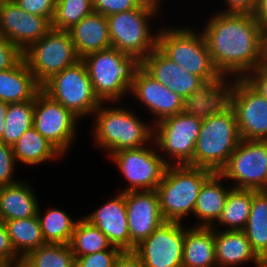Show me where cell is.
Here are the masks:
<instances>
[{
	"label": "cell",
	"mask_w": 267,
	"mask_h": 267,
	"mask_svg": "<svg viewBox=\"0 0 267 267\" xmlns=\"http://www.w3.org/2000/svg\"><path fill=\"white\" fill-rule=\"evenodd\" d=\"M19 259L20 257L12 245L8 230L4 222L0 221V261L8 267Z\"/></svg>",
	"instance_id": "obj_42"
},
{
	"label": "cell",
	"mask_w": 267,
	"mask_h": 267,
	"mask_svg": "<svg viewBox=\"0 0 267 267\" xmlns=\"http://www.w3.org/2000/svg\"><path fill=\"white\" fill-rule=\"evenodd\" d=\"M233 110L241 139L267 140V100L244 78L237 79Z\"/></svg>",
	"instance_id": "obj_16"
},
{
	"label": "cell",
	"mask_w": 267,
	"mask_h": 267,
	"mask_svg": "<svg viewBox=\"0 0 267 267\" xmlns=\"http://www.w3.org/2000/svg\"><path fill=\"white\" fill-rule=\"evenodd\" d=\"M182 266L217 267L213 227L185 228Z\"/></svg>",
	"instance_id": "obj_27"
},
{
	"label": "cell",
	"mask_w": 267,
	"mask_h": 267,
	"mask_svg": "<svg viewBox=\"0 0 267 267\" xmlns=\"http://www.w3.org/2000/svg\"><path fill=\"white\" fill-rule=\"evenodd\" d=\"M219 173L233 188L267 190V140L241 139Z\"/></svg>",
	"instance_id": "obj_11"
},
{
	"label": "cell",
	"mask_w": 267,
	"mask_h": 267,
	"mask_svg": "<svg viewBox=\"0 0 267 267\" xmlns=\"http://www.w3.org/2000/svg\"><path fill=\"white\" fill-rule=\"evenodd\" d=\"M41 90L79 119L92 116L102 103L94 93L86 65L81 59L50 77L41 85Z\"/></svg>",
	"instance_id": "obj_8"
},
{
	"label": "cell",
	"mask_w": 267,
	"mask_h": 267,
	"mask_svg": "<svg viewBox=\"0 0 267 267\" xmlns=\"http://www.w3.org/2000/svg\"><path fill=\"white\" fill-rule=\"evenodd\" d=\"M33 267H75L76 258L69 244L46 243L24 257Z\"/></svg>",
	"instance_id": "obj_35"
},
{
	"label": "cell",
	"mask_w": 267,
	"mask_h": 267,
	"mask_svg": "<svg viewBox=\"0 0 267 267\" xmlns=\"http://www.w3.org/2000/svg\"><path fill=\"white\" fill-rule=\"evenodd\" d=\"M213 173L209 169L187 164L168 165L156 188L164 220L181 223V219L194 213L200 189Z\"/></svg>",
	"instance_id": "obj_4"
},
{
	"label": "cell",
	"mask_w": 267,
	"mask_h": 267,
	"mask_svg": "<svg viewBox=\"0 0 267 267\" xmlns=\"http://www.w3.org/2000/svg\"><path fill=\"white\" fill-rule=\"evenodd\" d=\"M145 0H92L93 10L104 16L138 8Z\"/></svg>",
	"instance_id": "obj_39"
},
{
	"label": "cell",
	"mask_w": 267,
	"mask_h": 267,
	"mask_svg": "<svg viewBox=\"0 0 267 267\" xmlns=\"http://www.w3.org/2000/svg\"><path fill=\"white\" fill-rule=\"evenodd\" d=\"M69 245L75 257L108 249H119L110 243L100 229L84 217L77 219Z\"/></svg>",
	"instance_id": "obj_31"
},
{
	"label": "cell",
	"mask_w": 267,
	"mask_h": 267,
	"mask_svg": "<svg viewBox=\"0 0 267 267\" xmlns=\"http://www.w3.org/2000/svg\"><path fill=\"white\" fill-rule=\"evenodd\" d=\"M23 11L48 18L51 22L55 15L57 0H12Z\"/></svg>",
	"instance_id": "obj_40"
},
{
	"label": "cell",
	"mask_w": 267,
	"mask_h": 267,
	"mask_svg": "<svg viewBox=\"0 0 267 267\" xmlns=\"http://www.w3.org/2000/svg\"><path fill=\"white\" fill-rule=\"evenodd\" d=\"M8 267H33L25 258H20Z\"/></svg>",
	"instance_id": "obj_48"
},
{
	"label": "cell",
	"mask_w": 267,
	"mask_h": 267,
	"mask_svg": "<svg viewBox=\"0 0 267 267\" xmlns=\"http://www.w3.org/2000/svg\"><path fill=\"white\" fill-rule=\"evenodd\" d=\"M130 251L165 222L156 190L125 192Z\"/></svg>",
	"instance_id": "obj_18"
},
{
	"label": "cell",
	"mask_w": 267,
	"mask_h": 267,
	"mask_svg": "<svg viewBox=\"0 0 267 267\" xmlns=\"http://www.w3.org/2000/svg\"><path fill=\"white\" fill-rule=\"evenodd\" d=\"M148 1L151 2V3H153V4H155V5H158L159 6L161 4V1L162 0H148Z\"/></svg>",
	"instance_id": "obj_50"
},
{
	"label": "cell",
	"mask_w": 267,
	"mask_h": 267,
	"mask_svg": "<svg viewBox=\"0 0 267 267\" xmlns=\"http://www.w3.org/2000/svg\"><path fill=\"white\" fill-rule=\"evenodd\" d=\"M144 146L138 149H125L109 155L118 170L128 182L122 193L129 191L156 190L168 164L156 146ZM161 154V155H160Z\"/></svg>",
	"instance_id": "obj_12"
},
{
	"label": "cell",
	"mask_w": 267,
	"mask_h": 267,
	"mask_svg": "<svg viewBox=\"0 0 267 267\" xmlns=\"http://www.w3.org/2000/svg\"><path fill=\"white\" fill-rule=\"evenodd\" d=\"M23 58L40 85L81 59L69 32L54 28L24 51Z\"/></svg>",
	"instance_id": "obj_9"
},
{
	"label": "cell",
	"mask_w": 267,
	"mask_h": 267,
	"mask_svg": "<svg viewBox=\"0 0 267 267\" xmlns=\"http://www.w3.org/2000/svg\"><path fill=\"white\" fill-rule=\"evenodd\" d=\"M41 90L23 58L15 67L0 70V100L6 103L34 100Z\"/></svg>",
	"instance_id": "obj_26"
},
{
	"label": "cell",
	"mask_w": 267,
	"mask_h": 267,
	"mask_svg": "<svg viewBox=\"0 0 267 267\" xmlns=\"http://www.w3.org/2000/svg\"><path fill=\"white\" fill-rule=\"evenodd\" d=\"M258 0H225L227 5L223 12H249L256 9Z\"/></svg>",
	"instance_id": "obj_44"
},
{
	"label": "cell",
	"mask_w": 267,
	"mask_h": 267,
	"mask_svg": "<svg viewBox=\"0 0 267 267\" xmlns=\"http://www.w3.org/2000/svg\"><path fill=\"white\" fill-rule=\"evenodd\" d=\"M240 141L234 110L203 119L193 159L187 165L219 173Z\"/></svg>",
	"instance_id": "obj_7"
},
{
	"label": "cell",
	"mask_w": 267,
	"mask_h": 267,
	"mask_svg": "<svg viewBox=\"0 0 267 267\" xmlns=\"http://www.w3.org/2000/svg\"><path fill=\"white\" fill-rule=\"evenodd\" d=\"M0 267H6V266L0 261Z\"/></svg>",
	"instance_id": "obj_52"
},
{
	"label": "cell",
	"mask_w": 267,
	"mask_h": 267,
	"mask_svg": "<svg viewBox=\"0 0 267 267\" xmlns=\"http://www.w3.org/2000/svg\"><path fill=\"white\" fill-rule=\"evenodd\" d=\"M14 158L18 163L40 165L59 159L63 154L44 138L33 126L12 145Z\"/></svg>",
	"instance_id": "obj_28"
},
{
	"label": "cell",
	"mask_w": 267,
	"mask_h": 267,
	"mask_svg": "<svg viewBox=\"0 0 267 267\" xmlns=\"http://www.w3.org/2000/svg\"><path fill=\"white\" fill-rule=\"evenodd\" d=\"M203 27V37L221 75L245 78L267 62L264 29L249 12L212 15Z\"/></svg>",
	"instance_id": "obj_1"
},
{
	"label": "cell",
	"mask_w": 267,
	"mask_h": 267,
	"mask_svg": "<svg viewBox=\"0 0 267 267\" xmlns=\"http://www.w3.org/2000/svg\"><path fill=\"white\" fill-rule=\"evenodd\" d=\"M142 68L183 99L205 82L166 57L157 47L142 61Z\"/></svg>",
	"instance_id": "obj_20"
},
{
	"label": "cell",
	"mask_w": 267,
	"mask_h": 267,
	"mask_svg": "<svg viewBox=\"0 0 267 267\" xmlns=\"http://www.w3.org/2000/svg\"><path fill=\"white\" fill-rule=\"evenodd\" d=\"M12 146L0 141V186H8L19 182L14 179L13 173L16 166Z\"/></svg>",
	"instance_id": "obj_38"
},
{
	"label": "cell",
	"mask_w": 267,
	"mask_h": 267,
	"mask_svg": "<svg viewBox=\"0 0 267 267\" xmlns=\"http://www.w3.org/2000/svg\"><path fill=\"white\" fill-rule=\"evenodd\" d=\"M8 0H0V8L7 2Z\"/></svg>",
	"instance_id": "obj_51"
},
{
	"label": "cell",
	"mask_w": 267,
	"mask_h": 267,
	"mask_svg": "<svg viewBox=\"0 0 267 267\" xmlns=\"http://www.w3.org/2000/svg\"><path fill=\"white\" fill-rule=\"evenodd\" d=\"M130 93L154 115V123L182 111L183 98L155 80L142 67L136 73Z\"/></svg>",
	"instance_id": "obj_19"
},
{
	"label": "cell",
	"mask_w": 267,
	"mask_h": 267,
	"mask_svg": "<svg viewBox=\"0 0 267 267\" xmlns=\"http://www.w3.org/2000/svg\"><path fill=\"white\" fill-rule=\"evenodd\" d=\"M213 228L217 267H237L252 261L256 267H267L253 251L242 230L216 231V227Z\"/></svg>",
	"instance_id": "obj_22"
},
{
	"label": "cell",
	"mask_w": 267,
	"mask_h": 267,
	"mask_svg": "<svg viewBox=\"0 0 267 267\" xmlns=\"http://www.w3.org/2000/svg\"><path fill=\"white\" fill-rule=\"evenodd\" d=\"M12 245L20 258L45 245L38 216L7 220L4 222Z\"/></svg>",
	"instance_id": "obj_30"
},
{
	"label": "cell",
	"mask_w": 267,
	"mask_h": 267,
	"mask_svg": "<svg viewBox=\"0 0 267 267\" xmlns=\"http://www.w3.org/2000/svg\"><path fill=\"white\" fill-rule=\"evenodd\" d=\"M84 218L100 229L114 247L122 251H130L125 193H118L115 198L106 201Z\"/></svg>",
	"instance_id": "obj_21"
},
{
	"label": "cell",
	"mask_w": 267,
	"mask_h": 267,
	"mask_svg": "<svg viewBox=\"0 0 267 267\" xmlns=\"http://www.w3.org/2000/svg\"><path fill=\"white\" fill-rule=\"evenodd\" d=\"M253 15L256 21L265 30L267 28V0H258Z\"/></svg>",
	"instance_id": "obj_46"
},
{
	"label": "cell",
	"mask_w": 267,
	"mask_h": 267,
	"mask_svg": "<svg viewBox=\"0 0 267 267\" xmlns=\"http://www.w3.org/2000/svg\"><path fill=\"white\" fill-rule=\"evenodd\" d=\"M85 63L95 95L101 102H114L127 96L142 61L128 56L116 48H109L85 55Z\"/></svg>",
	"instance_id": "obj_3"
},
{
	"label": "cell",
	"mask_w": 267,
	"mask_h": 267,
	"mask_svg": "<svg viewBox=\"0 0 267 267\" xmlns=\"http://www.w3.org/2000/svg\"><path fill=\"white\" fill-rule=\"evenodd\" d=\"M34 100L9 103L5 119V130L0 141L13 145L33 126Z\"/></svg>",
	"instance_id": "obj_34"
},
{
	"label": "cell",
	"mask_w": 267,
	"mask_h": 267,
	"mask_svg": "<svg viewBox=\"0 0 267 267\" xmlns=\"http://www.w3.org/2000/svg\"><path fill=\"white\" fill-rule=\"evenodd\" d=\"M52 29V22L27 13L12 0L0 8V36L15 44L22 52Z\"/></svg>",
	"instance_id": "obj_17"
},
{
	"label": "cell",
	"mask_w": 267,
	"mask_h": 267,
	"mask_svg": "<svg viewBox=\"0 0 267 267\" xmlns=\"http://www.w3.org/2000/svg\"><path fill=\"white\" fill-rule=\"evenodd\" d=\"M23 59V52L6 38L0 36V70L15 67Z\"/></svg>",
	"instance_id": "obj_41"
},
{
	"label": "cell",
	"mask_w": 267,
	"mask_h": 267,
	"mask_svg": "<svg viewBox=\"0 0 267 267\" xmlns=\"http://www.w3.org/2000/svg\"><path fill=\"white\" fill-rule=\"evenodd\" d=\"M94 115L93 139L108 156L125 149H138L153 143L154 124L143 122L130 109L103 106ZM98 144V145H97Z\"/></svg>",
	"instance_id": "obj_2"
},
{
	"label": "cell",
	"mask_w": 267,
	"mask_h": 267,
	"mask_svg": "<svg viewBox=\"0 0 267 267\" xmlns=\"http://www.w3.org/2000/svg\"><path fill=\"white\" fill-rule=\"evenodd\" d=\"M28 181L0 187V221L37 216L39 202Z\"/></svg>",
	"instance_id": "obj_25"
},
{
	"label": "cell",
	"mask_w": 267,
	"mask_h": 267,
	"mask_svg": "<svg viewBox=\"0 0 267 267\" xmlns=\"http://www.w3.org/2000/svg\"><path fill=\"white\" fill-rule=\"evenodd\" d=\"M153 124V145L158 146L159 153L164 151L165 157L168 154L165 162L168 165L188 164L193 159L202 119L180 112Z\"/></svg>",
	"instance_id": "obj_10"
},
{
	"label": "cell",
	"mask_w": 267,
	"mask_h": 267,
	"mask_svg": "<svg viewBox=\"0 0 267 267\" xmlns=\"http://www.w3.org/2000/svg\"><path fill=\"white\" fill-rule=\"evenodd\" d=\"M252 190L232 188L226 198L222 214L217 225L225 230H243L251 210Z\"/></svg>",
	"instance_id": "obj_33"
},
{
	"label": "cell",
	"mask_w": 267,
	"mask_h": 267,
	"mask_svg": "<svg viewBox=\"0 0 267 267\" xmlns=\"http://www.w3.org/2000/svg\"><path fill=\"white\" fill-rule=\"evenodd\" d=\"M184 234L182 223L165 221L135 246L133 252L144 267H183Z\"/></svg>",
	"instance_id": "obj_14"
},
{
	"label": "cell",
	"mask_w": 267,
	"mask_h": 267,
	"mask_svg": "<svg viewBox=\"0 0 267 267\" xmlns=\"http://www.w3.org/2000/svg\"><path fill=\"white\" fill-rule=\"evenodd\" d=\"M157 48L171 61L204 82L221 76L214 65L203 34L188 27L160 28Z\"/></svg>",
	"instance_id": "obj_6"
},
{
	"label": "cell",
	"mask_w": 267,
	"mask_h": 267,
	"mask_svg": "<svg viewBox=\"0 0 267 267\" xmlns=\"http://www.w3.org/2000/svg\"><path fill=\"white\" fill-rule=\"evenodd\" d=\"M59 208L48 209L44 215L38 207V219L45 243L70 244L77 219L74 221Z\"/></svg>",
	"instance_id": "obj_32"
},
{
	"label": "cell",
	"mask_w": 267,
	"mask_h": 267,
	"mask_svg": "<svg viewBox=\"0 0 267 267\" xmlns=\"http://www.w3.org/2000/svg\"><path fill=\"white\" fill-rule=\"evenodd\" d=\"M264 39H265V55L267 59V28L264 30Z\"/></svg>",
	"instance_id": "obj_49"
},
{
	"label": "cell",
	"mask_w": 267,
	"mask_h": 267,
	"mask_svg": "<svg viewBox=\"0 0 267 267\" xmlns=\"http://www.w3.org/2000/svg\"><path fill=\"white\" fill-rule=\"evenodd\" d=\"M9 103L0 100V140L4 134L5 130V119Z\"/></svg>",
	"instance_id": "obj_47"
},
{
	"label": "cell",
	"mask_w": 267,
	"mask_h": 267,
	"mask_svg": "<svg viewBox=\"0 0 267 267\" xmlns=\"http://www.w3.org/2000/svg\"><path fill=\"white\" fill-rule=\"evenodd\" d=\"M220 173H213L202 185L194 215L199 218L194 227H215L232 186L224 187Z\"/></svg>",
	"instance_id": "obj_24"
},
{
	"label": "cell",
	"mask_w": 267,
	"mask_h": 267,
	"mask_svg": "<svg viewBox=\"0 0 267 267\" xmlns=\"http://www.w3.org/2000/svg\"><path fill=\"white\" fill-rule=\"evenodd\" d=\"M80 58L112 47L107 17L93 12L68 30Z\"/></svg>",
	"instance_id": "obj_23"
},
{
	"label": "cell",
	"mask_w": 267,
	"mask_h": 267,
	"mask_svg": "<svg viewBox=\"0 0 267 267\" xmlns=\"http://www.w3.org/2000/svg\"><path fill=\"white\" fill-rule=\"evenodd\" d=\"M78 120L70 110L42 90L35 96L33 127L63 155L74 142Z\"/></svg>",
	"instance_id": "obj_13"
},
{
	"label": "cell",
	"mask_w": 267,
	"mask_h": 267,
	"mask_svg": "<svg viewBox=\"0 0 267 267\" xmlns=\"http://www.w3.org/2000/svg\"><path fill=\"white\" fill-rule=\"evenodd\" d=\"M122 252L120 249H108L75 257V267H113L116 259Z\"/></svg>",
	"instance_id": "obj_37"
},
{
	"label": "cell",
	"mask_w": 267,
	"mask_h": 267,
	"mask_svg": "<svg viewBox=\"0 0 267 267\" xmlns=\"http://www.w3.org/2000/svg\"><path fill=\"white\" fill-rule=\"evenodd\" d=\"M113 267H144L140 258L133 251H123Z\"/></svg>",
	"instance_id": "obj_45"
},
{
	"label": "cell",
	"mask_w": 267,
	"mask_h": 267,
	"mask_svg": "<svg viewBox=\"0 0 267 267\" xmlns=\"http://www.w3.org/2000/svg\"><path fill=\"white\" fill-rule=\"evenodd\" d=\"M242 231L253 251L267 265V190H252L251 210Z\"/></svg>",
	"instance_id": "obj_29"
},
{
	"label": "cell",
	"mask_w": 267,
	"mask_h": 267,
	"mask_svg": "<svg viewBox=\"0 0 267 267\" xmlns=\"http://www.w3.org/2000/svg\"><path fill=\"white\" fill-rule=\"evenodd\" d=\"M93 12L92 0H57L52 28L68 31Z\"/></svg>",
	"instance_id": "obj_36"
},
{
	"label": "cell",
	"mask_w": 267,
	"mask_h": 267,
	"mask_svg": "<svg viewBox=\"0 0 267 267\" xmlns=\"http://www.w3.org/2000/svg\"><path fill=\"white\" fill-rule=\"evenodd\" d=\"M158 7L145 0L138 8L107 16L112 47L143 61L157 47L159 31L154 34L149 19L159 14Z\"/></svg>",
	"instance_id": "obj_5"
},
{
	"label": "cell",
	"mask_w": 267,
	"mask_h": 267,
	"mask_svg": "<svg viewBox=\"0 0 267 267\" xmlns=\"http://www.w3.org/2000/svg\"><path fill=\"white\" fill-rule=\"evenodd\" d=\"M244 79L267 100V62L252 70Z\"/></svg>",
	"instance_id": "obj_43"
},
{
	"label": "cell",
	"mask_w": 267,
	"mask_h": 267,
	"mask_svg": "<svg viewBox=\"0 0 267 267\" xmlns=\"http://www.w3.org/2000/svg\"><path fill=\"white\" fill-rule=\"evenodd\" d=\"M237 79L238 77L233 78V75L231 80L228 79V75H221L205 82L183 99L181 112L203 120L215 114L233 111Z\"/></svg>",
	"instance_id": "obj_15"
}]
</instances>
